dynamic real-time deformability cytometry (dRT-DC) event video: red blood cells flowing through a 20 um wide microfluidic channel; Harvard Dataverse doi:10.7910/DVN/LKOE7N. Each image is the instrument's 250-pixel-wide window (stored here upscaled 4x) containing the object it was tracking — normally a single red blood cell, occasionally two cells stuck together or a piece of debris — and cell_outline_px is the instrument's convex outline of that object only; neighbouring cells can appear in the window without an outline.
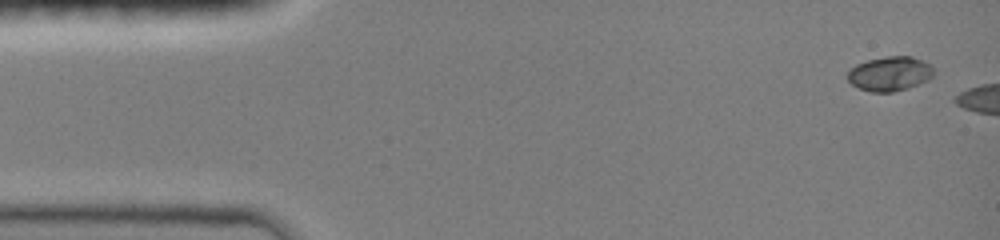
{"species": "common noctule bat (a hibernating species)", "species_latin": "Nyctalus noctula", "temperature_condition": "room temperature", "stored_images_in_passage": 6, "camera_frame_rate_fps": 3000, "um_per_image_px": 0.085, "animal": {"sex": "female", "body_mass_g": 19.0, "forearm_length_mm": 51.5}, "frame": {"image": 1, "passage_image": 1, "time_ms": 0.0, "image_size_px": [1000, 240], "cell_outline_px": [[936, 72], [928, 80], [908, 88], [892, 92], [872, 92], [860, 88], [852, 84], [844, 76], [848, 68], [856, 64], [868, 60], [888, 56], [912, 56], [928, 64]], "centroid_in_image_um": [75.59, 6.26], "position_along_channel_um": 9.4, "area_um2": 17.4}}